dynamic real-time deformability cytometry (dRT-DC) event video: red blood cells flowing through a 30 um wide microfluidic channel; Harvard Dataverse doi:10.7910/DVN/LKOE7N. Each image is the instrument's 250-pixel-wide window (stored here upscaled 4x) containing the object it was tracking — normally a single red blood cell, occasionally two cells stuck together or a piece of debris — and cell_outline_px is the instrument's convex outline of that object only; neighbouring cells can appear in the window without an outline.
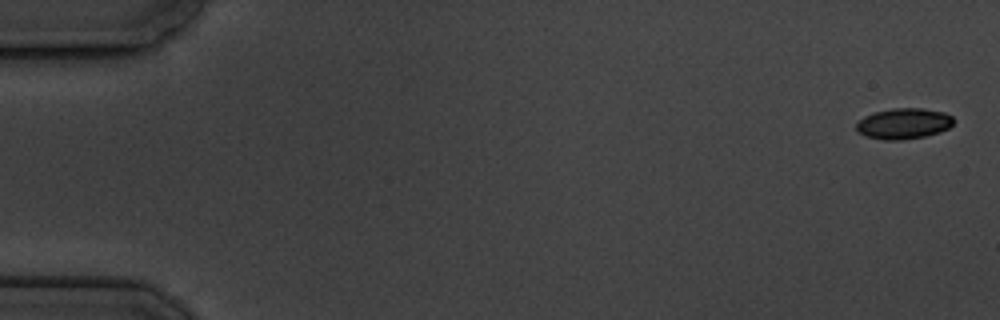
{"species": "common noctule bat (a hibernating species)", "species_latin": "Nyctalus noctula", "temperature_condition": "cold", "stored_images_in_passage": 8, "camera_frame_rate_fps": 3000, "um_per_image_px": 0.085, "animal": {"sex": "male", "body_mass_g": 19.5, "forearm_length_mm": 54.6}, "frame": {"image": 1, "passage_image": 1, "time_ms": 0.0, "image_size_px": [1000, 320], "cell_outline_px": [[956, 120], [948, 128], [940, 132], [924, 136], [900, 140], [884, 140], [864, 136], [856, 132], [856, 124], [864, 116], [876, 112], [892, 108], [924, 108], [944, 112], [952, 116]], "centroid_in_image_um": [76.81, 10.5], "position_along_channel_um": 8.2, "area_um2": 17.57}}
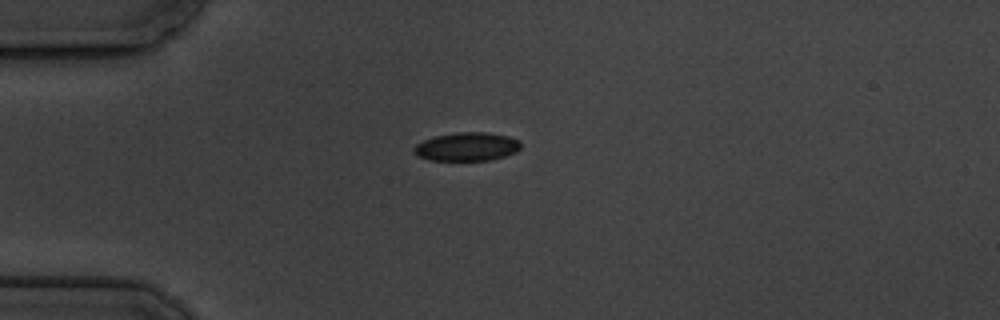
{"frame": {"image": 2, "passage_image": 5, "time_ms": 4.667, "image_size_px": [1000, 320], "cell_outline_px": [[520, 148], [516, 152], [492, 160], [432, 160], [416, 156], [412, 152], [412, 148], [416, 144], [424, 140], [436, 136], [460, 132], [488, 132], [508, 136], [520, 140]], "centroid_in_image_um": [39.68, 12.47], "position_along_channel_um": 45.3, "area_um2": 17.8}}
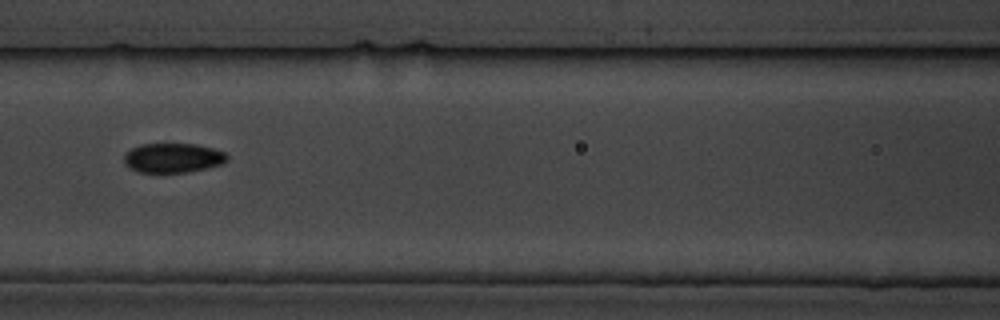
{"frame": {"image": 3, "passage_image": 8, "time_ms": 8.333, "image_size_px": [1000, 320], "cell_outline_px": [[228, 160], [220, 164], [208, 168], [188, 172], [136, 172], [124, 164], [124, 152], [140, 144], [196, 144], [212, 148], [224, 152], [228, 156]], "centroid_in_image_um": [14.67, 13.42], "position_along_channel_um": 151.9, "area_um2": 17.8}}